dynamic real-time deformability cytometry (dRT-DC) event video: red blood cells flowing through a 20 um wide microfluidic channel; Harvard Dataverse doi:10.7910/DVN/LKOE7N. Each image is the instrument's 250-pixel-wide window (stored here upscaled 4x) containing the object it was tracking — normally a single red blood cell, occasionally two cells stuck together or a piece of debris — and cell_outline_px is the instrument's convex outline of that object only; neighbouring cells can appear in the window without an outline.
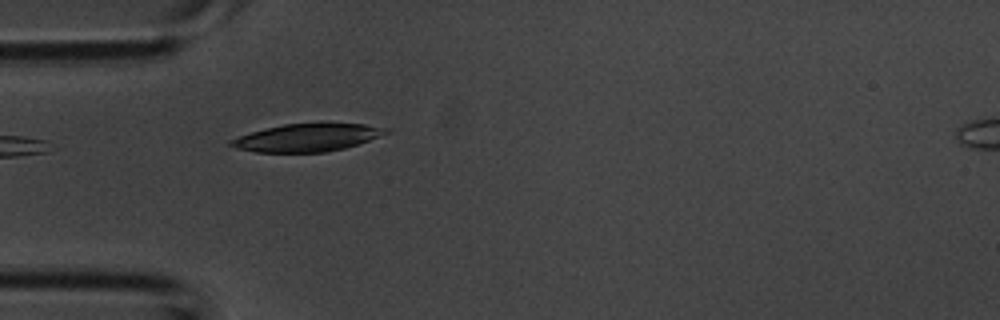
{"species": "common noctule bat (a hibernating species)", "species_latin": "Nyctalus noctula", "temperature_condition": "room temperature", "stored_images_in_passage": 2, "camera_frame_rate_fps": 3000, "um_per_image_px": 0.085, "animal": {"sex": "male", "body_mass_g": 20.1, "forearm_length_mm": 53.5}, "frame": {"image": 1, "passage_image": 1, "time_ms": 0.0, "image_size_px": [1000, 320], "cell_outline_px": [[392, 132], [344, 148], [324, 152], [256, 152], [236, 148], [228, 144], [228, 140], [252, 132], [284, 124], [364, 124], [392, 128]], "centroid_in_image_um": [26.14, 11.7], "position_along_channel_um": 58.9, "area_um2": 24.68}}